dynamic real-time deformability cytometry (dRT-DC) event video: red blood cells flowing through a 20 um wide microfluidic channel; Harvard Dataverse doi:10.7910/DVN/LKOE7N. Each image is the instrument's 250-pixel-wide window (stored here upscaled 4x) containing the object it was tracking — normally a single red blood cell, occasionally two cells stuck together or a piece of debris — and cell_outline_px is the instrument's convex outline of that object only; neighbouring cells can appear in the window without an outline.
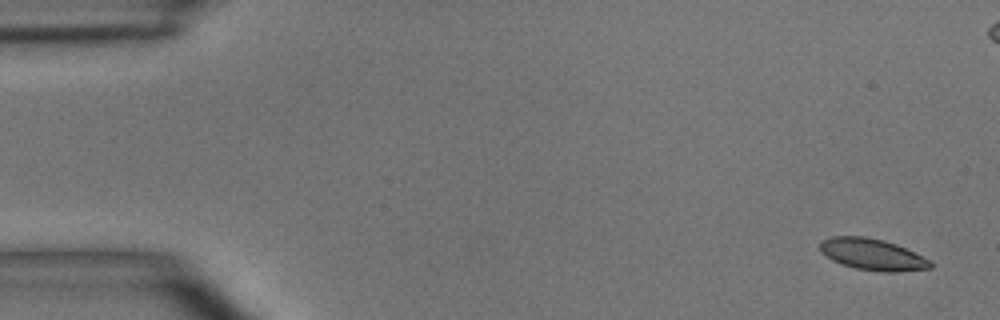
{"species": "common noctule bat (a hibernating species)", "species_latin": "Nyctalus noctula", "temperature_condition": "room temperature", "stored_images_in_passage": 7, "camera_frame_rate_fps": 3000, "um_per_image_px": 0.085, "animal": {"sex": "male", "body_mass_g": 15.6}, "frame": {"image": 1, "passage_image": 1, "time_ms": 0.0, "image_size_px": [1000, 320], "cell_outline_px": [[932, 268], [896, 272], [880, 272], [856, 268], [840, 264], [832, 260], [820, 252], [820, 240], [832, 236], [864, 236], [884, 240], [896, 244], [928, 260], [932, 264]], "centroid_in_image_um": [74.09, 21.62], "position_along_channel_um": 10.9, "area_um2": 20.17}}
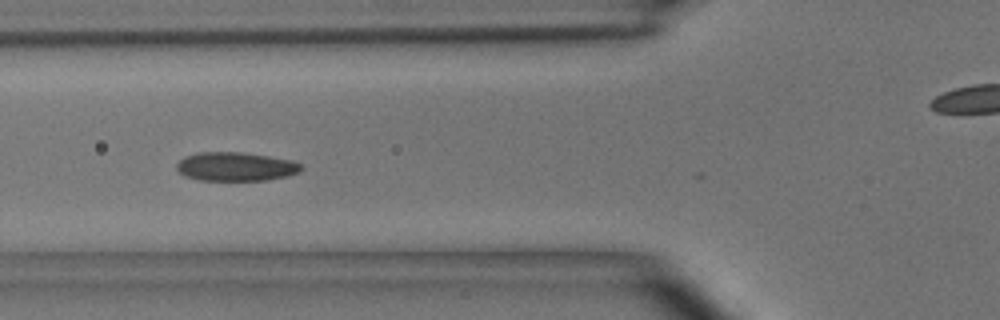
{"frame": {"image": 2, "passage_image": 5, "time_ms": 5.667, "image_size_px": [1000, 320], "cell_outline_px": [[304, 168], [300, 172], [288, 176], [268, 180], [200, 180], [184, 176], [176, 168], [176, 164], [184, 156], [196, 152], [240, 152], [268, 156], [292, 160], [300, 164]], "centroid_in_image_um": [20.04, 14.16], "position_along_channel_um": 105.8, "area_um2": 21.04}}